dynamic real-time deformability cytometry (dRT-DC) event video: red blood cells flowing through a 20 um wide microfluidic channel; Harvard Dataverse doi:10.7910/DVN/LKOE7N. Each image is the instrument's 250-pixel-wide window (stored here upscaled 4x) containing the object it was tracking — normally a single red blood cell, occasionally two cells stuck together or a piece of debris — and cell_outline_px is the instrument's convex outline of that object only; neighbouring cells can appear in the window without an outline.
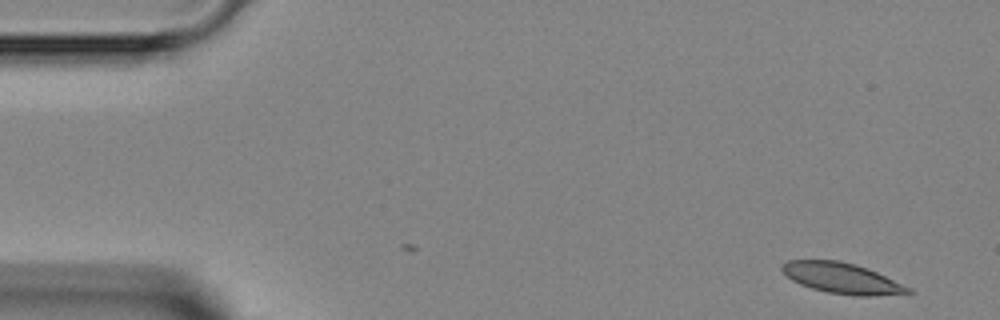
{"species": "Egyptian fruit bat (a non-hibernating species)", "species_latin": "Rousettus aegyptiacus", "temperature_condition": "room temperature", "stored_images_in_passage": 4, "camera_frame_rate_fps": 3000, "um_per_image_px": 0.085, "animal": {"sex": "female"}, "frame": {"image": 1, "passage_image": 1, "time_ms": 0.0, "image_size_px": [1000, 320], "cell_outline_px": [[916, 292], [872, 296], [856, 296], [828, 292], [812, 288], [800, 284], [792, 280], [780, 268], [780, 264], [788, 260], [840, 260], [856, 264], [868, 268], [912, 288]], "centroid_in_image_um": [71.58, 23.64], "position_along_channel_um": 13.4, "area_um2": 22.6}}